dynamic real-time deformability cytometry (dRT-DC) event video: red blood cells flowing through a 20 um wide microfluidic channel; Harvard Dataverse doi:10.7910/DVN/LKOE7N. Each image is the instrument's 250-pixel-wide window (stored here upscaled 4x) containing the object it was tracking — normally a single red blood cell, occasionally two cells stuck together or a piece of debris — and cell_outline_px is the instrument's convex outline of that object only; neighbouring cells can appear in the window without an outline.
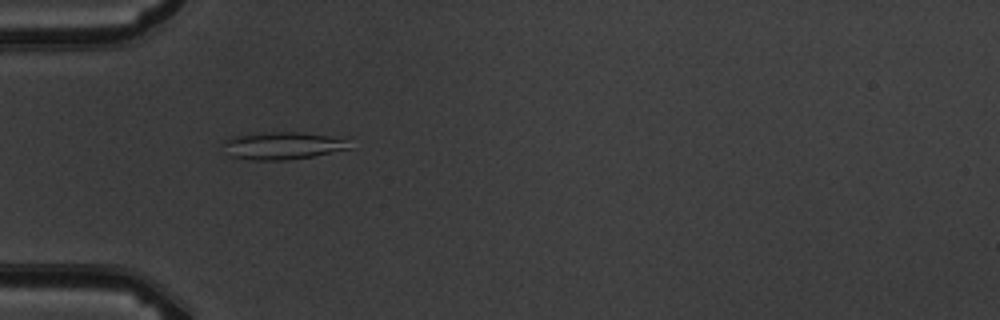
{"species": "common noctule bat (a hibernating species)", "species_latin": "Nyctalus noctula", "temperature_condition": "warm", "stored_images_in_passage": 7, "camera_frame_rate_fps": 3000, "um_per_image_px": 0.085, "animal": {"sex": "male", "body_mass_g": 19.5, "forearm_length_mm": 54.6}, "frame": {"image": 1, "passage_image": 6, "time_ms": 5.667, "image_size_px": [1000, 320], "cell_outline_px": [[352, 148], [312, 156], [288, 160], [252, 160], [232, 156], [224, 144], [224, 140], [232, 136], [252, 132], [296, 132], [328, 136], [344, 140]], "centroid_in_image_um": [23.97, 12.37], "position_along_channel_um": 61.0, "area_um2": 19.88}}